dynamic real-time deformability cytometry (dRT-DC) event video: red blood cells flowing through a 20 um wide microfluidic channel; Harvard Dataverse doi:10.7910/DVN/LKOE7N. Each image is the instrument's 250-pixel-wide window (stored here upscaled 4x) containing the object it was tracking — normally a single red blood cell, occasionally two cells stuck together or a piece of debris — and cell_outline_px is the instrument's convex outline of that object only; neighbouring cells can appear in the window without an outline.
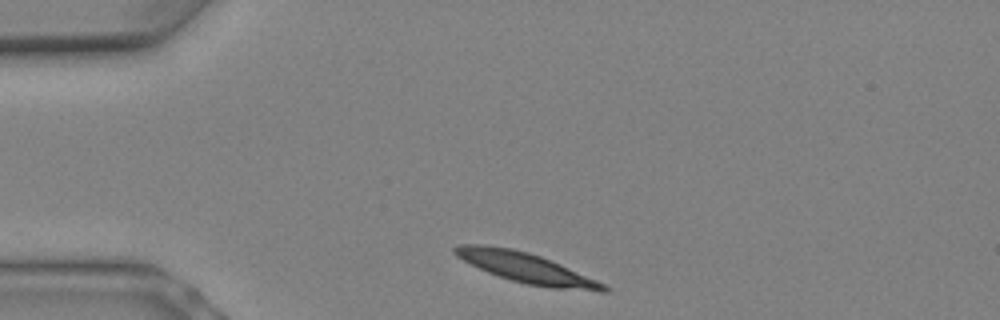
{"species": "Egyptian fruit bat (a non-hibernating species)", "species_latin": "Rousettus aegyptiacus", "temperature_condition": "warm", "stored_images_in_passage": 4, "camera_frame_rate_fps": 3000, "um_per_image_px": 0.085, "animal": {"sex": "female"}, "frame": {"image": 1, "passage_image": 1, "time_ms": 0.0, "image_size_px": [1000, 320], "cell_outline_px": [[608, 292], [600, 292], [552, 288], [528, 284], [512, 280], [488, 272], [456, 256], [452, 252], [452, 248], [456, 244], [484, 244], [512, 248], [528, 252], [540, 256], [560, 264], [596, 280], [604, 284], [608, 288]], "centroid_in_image_um": [44.7, 22.75], "position_along_channel_um": 40.3, "area_um2": 25.84}}
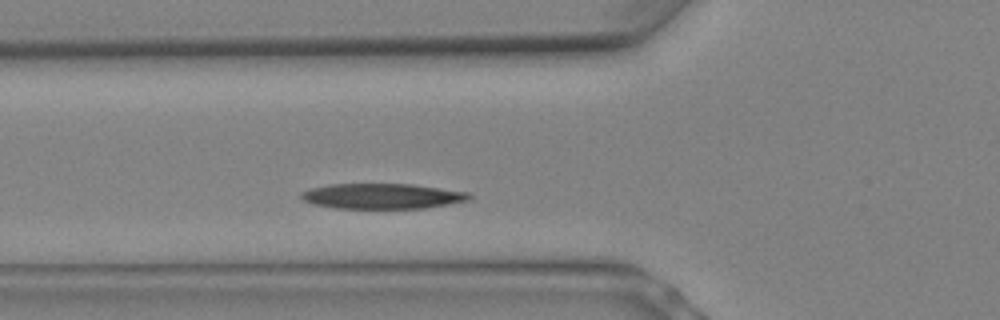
{"frame": {"image": 2, "passage_image": 4, "time_ms": 1.0, "image_size_px": [1000, 320], "cell_outline_px": [[472, 196], [468, 200], [448, 204], [424, 208], [336, 208], [312, 204], [304, 200], [300, 196], [304, 192], [312, 188], [332, 184], [412, 184], [468, 192]], "centroid_in_image_um": [32.51, 16.67], "position_along_channel_um": 93.3, "area_um2": 24.51}}